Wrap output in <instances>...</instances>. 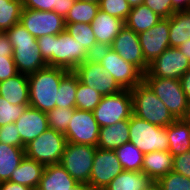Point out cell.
I'll return each instance as SVG.
<instances>
[{
	"instance_id": "1",
	"label": "cell",
	"mask_w": 190,
	"mask_h": 190,
	"mask_svg": "<svg viewBox=\"0 0 190 190\" xmlns=\"http://www.w3.org/2000/svg\"><path fill=\"white\" fill-rule=\"evenodd\" d=\"M42 58L48 66L62 67L74 71L92 55L64 30L58 35L37 38Z\"/></svg>"
},
{
	"instance_id": "36",
	"label": "cell",
	"mask_w": 190,
	"mask_h": 190,
	"mask_svg": "<svg viewBox=\"0 0 190 190\" xmlns=\"http://www.w3.org/2000/svg\"><path fill=\"white\" fill-rule=\"evenodd\" d=\"M75 109L55 107L47 113L48 127L57 132L66 133L67 127L72 119Z\"/></svg>"
},
{
	"instance_id": "44",
	"label": "cell",
	"mask_w": 190,
	"mask_h": 190,
	"mask_svg": "<svg viewBox=\"0 0 190 190\" xmlns=\"http://www.w3.org/2000/svg\"><path fill=\"white\" fill-rule=\"evenodd\" d=\"M23 8L40 11H53L57 0H21Z\"/></svg>"
},
{
	"instance_id": "31",
	"label": "cell",
	"mask_w": 190,
	"mask_h": 190,
	"mask_svg": "<svg viewBox=\"0 0 190 190\" xmlns=\"http://www.w3.org/2000/svg\"><path fill=\"white\" fill-rule=\"evenodd\" d=\"M65 30L75 41L82 45L92 56L101 48L96 41L91 24H66Z\"/></svg>"
},
{
	"instance_id": "23",
	"label": "cell",
	"mask_w": 190,
	"mask_h": 190,
	"mask_svg": "<svg viewBox=\"0 0 190 190\" xmlns=\"http://www.w3.org/2000/svg\"><path fill=\"white\" fill-rule=\"evenodd\" d=\"M127 142H129V120H121L114 125L100 128L98 148L116 150Z\"/></svg>"
},
{
	"instance_id": "9",
	"label": "cell",
	"mask_w": 190,
	"mask_h": 190,
	"mask_svg": "<svg viewBox=\"0 0 190 190\" xmlns=\"http://www.w3.org/2000/svg\"><path fill=\"white\" fill-rule=\"evenodd\" d=\"M155 95L165 104L172 116L183 119L189 106L180 80L173 78H143Z\"/></svg>"
},
{
	"instance_id": "53",
	"label": "cell",
	"mask_w": 190,
	"mask_h": 190,
	"mask_svg": "<svg viewBox=\"0 0 190 190\" xmlns=\"http://www.w3.org/2000/svg\"><path fill=\"white\" fill-rule=\"evenodd\" d=\"M129 5L132 7L139 6L141 4H144V0H127Z\"/></svg>"
},
{
	"instance_id": "40",
	"label": "cell",
	"mask_w": 190,
	"mask_h": 190,
	"mask_svg": "<svg viewBox=\"0 0 190 190\" xmlns=\"http://www.w3.org/2000/svg\"><path fill=\"white\" fill-rule=\"evenodd\" d=\"M0 142L11 146L25 147L14 122L0 126Z\"/></svg>"
},
{
	"instance_id": "33",
	"label": "cell",
	"mask_w": 190,
	"mask_h": 190,
	"mask_svg": "<svg viewBox=\"0 0 190 190\" xmlns=\"http://www.w3.org/2000/svg\"><path fill=\"white\" fill-rule=\"evenodd\" d=\"M99 10V3L76 0L75 4L65 17V24H91Z\"/></svg>"
},
{
	"instance_id": "25",
	"label": "cell",
	"mask_w": 190,
	"mask_h": 190,
	"mask_svg": "<svg viewBox=\"0 0 190 190\" xmlns=\"http://www.w3.org/2000/svg\"><path fill=\"white\" fill-rule=\"evenodd\" d=\"M169 141V153L176 156L190 150V125L183 119H177L166 127Z\"/></svg>"
},
{
	"instance_id": "5",
	"label": "cell",
	"mask_w": 190,
	"mask_h": 190,
	"mask_svg": "<svg viewBox=\"0 0 190 190\" xmlns=\"http://www.w3.org/2000/svg\"><path fill=\"white\" fill-rule=\"evenodd\" d=\"M129 142L143 154L169 150L166 127L151 124L134 114L129 119Z\"/></svg>"
},
{
	"instance_id": "18",
	"label": "cell",
	"mask_w": 190,
	"mask_h": 190,
	"mask_svg": "<svg viewBox=\"0 0 190 190\" xmlns=\"http://www.w3.org/2000/svg\"><path fill=\"white\" fill-rule=\"evenodd\" d=\"M14 123L24 146L49 129L47 113L30 106Z\"/></svg>"
},
{
	"instance_id": "14",
	"label": "cell",
	"mask_w": 190,
	"mask_h": 190,
	"mask_svg": "<svg viewBox=\"0 0 190 190\" xmlns=\"http://www.w3.org/2000/svg\"><path fill=\"white\" fill-rule=\"evenodd\" d=\"M99 132L100 126L95 120L93 112L75 108L64 135L69 143L97 147Z\"/></svg>"
},
{
	"instance_id": "15",
	"label": "cell",
	"mask_w": 190,
	"mask_h": 190,
	"mask_svg": "<svg viewBox=\"0 0 190 190\" xmlns=\"http://www.w3.org/2000/svg\"><path fill=\"white\" fill-rule=\"evenodd\" d=\"M122 171L123 168L115 150L97 147L88 185L91 190H104Z\"/></svg>"
},
{
	"instance_id": "4",
	"label": "cell",
	"mask_w": 190,
	"mask_h": 190,
	"mask_svg": "<svg viewBox=\"0 0 190 190\" xmlns=\"http://www.w3.org/2000/svg\"><path fill=\"white\" fill-rule=\"evenodd\" d=\"M130 92L133 114L138 118L160 127H167L176 120L144 80L130 89Z\"/></svg>"
},
{
	"instance_id": "55",
	"label": "cell",
	"mask_w": 190,
	"mask_h": 190,
	"mask_svg": "<svg viewBox=\"0 0 190 190\" xmlns=\"http://www.w3.org/2000/svg\"><path fill=\"white\" fill-rule=\"evenodd\" d=\"M78 1L99 3L100 0H78Z\"/></svg>"
},
{
	"instance_id": "50",
	"label": "cell",
	"mask_w": 190,
	"mask_h": 190,
	"mask_svg": "<svg viewBox=\"0 0 190 190\" xmlns=\"http://www.w3.org/2000/svg\"><path fill=\"white\" fill-rule=\"evenodd\" d=\"M178 49L183 53L185 57L190 61V39L182 43Z\"/></svg>"
},
{
	"instance_id": "38",
	"label": "cell",
	"mask_w": 190,
	"mask_h": 190,
	"mask_svg": "<svg viewBox=\"0 0 190 190\" xmlns=\"http://www.w3.org/2000/svg\"><path fill=\"white\" fill-rule=\"evenodd\" d=\"M29 105H13L0 96V126L16 122Z\"/></svg>"
},
{
	"instance_id": "34",
	"label": "cell",
	"mask_w": 190,
	"mask_h": 190,
	"mask_svg": "<svg viewBox=\"0 0 190 190\" xmlns=\"http://www.w3.org/2000/svg\"><path fill=\"white\" fill-rule=\"evenodd\" d=\"M22 9L21 0H0V32L20 23Z\"/></svg>"
},
{
	"instance_id": "30",
	"label": "cell",
	"mask_w": 190,
	"mask_h": 190,
	"mask_svg": "<svg viewBox=\"0 0 190 190\" xmlns=\"http://www.w3.org/2000/svg\"><path fill=\"white\" fill-rule=\"evenodd\" d=\"M77 87L78 76L73 71H69L60 81L56 107L75 109Z\"/></svg>"
},
{
	"instance_id": "41",
	"label": "cell",
	"mask_w": 190,
	"mask_h": 190,
	"mask_svg": "<svg viewBox=\"0 0 190 190\" xmlns=\"http://www.w3.org/2000/svg\"><path fill=\"white\" fill-rule=\"evenodd\" d=\"M144 4L161 18H170L176 12L170 0H144Z\"/></svg>"
},
{
	"instance_id": "47",
	"label": "cell",
	"mask_w": 190,
	"mask_h": 190,
	"mask_svg": "<svg viewBox=\"0 0 190 190\" xmlns=\"http://www.w3.org/2000/svg\"><path fill=\"white\" fill-rule=\"evenodd\" d=\"M179 80L181 82L182 90L185 92L190 104V69L184 73Z\"/></svg>"
},
{
	"instance_id": "8",
	"label": "cell",
	"mask_w": 190,
	"mask_h": 190,
	"mask_svg": "<svg viewBox=\"0 0 190 190\" xmlns=\"http://www.w3.org/2000/svg\"><path fill=\"white\" fill-rule=\"evenodd\" d=\"M100 128L114 125L121 120H129L133 115V101L130 89L102 96L100 103L92 111Z\"/></svg>"
},
{
	"instance_id": "46",
	"label": "cell",
	"mask_w": 190,
	"mask_h": 190,
	"mask_svg": "<svg viewBox=\"0 0 190 190\" xmlns=\"http://www.w3.org/2000/svg\"><path fill=\"white\" fill-rule=\"evenodd\" d=\"M13 46L5 32H0V56H13Z\"/></svg>"
},
{
	"instance_id": "42",
	"label": "cell",
	"mask_w": 190,
	"mask_h": 190,
	"mask_svg": "<svg viewBox=\"0 0 190 190\" xmlns=\"http://www.w3.org/2000/svg\"><path fill=\"white\" fill-rule=\"evenodd\" d=\"M172 171L190 178V150L173 156Z\"/></svg>"
},
{
	"instance_id": "22",
	"label": "cell",
	"mask_w": 190,
	"mask_h": 190,
	"mask_svg": "<svg viewBox=\"0 0 190 190\" xmlns=\"http://www.w3.org/2000/svg\"><path fill=\"white\" fill-rule=\"evenodd\" d=\"M44 169L45 165L25 156L11 174L9 181L37 190Z\"/></svg>"
},
{
	"instance_id": "39",
	"label": "cell",
	"mask_w": 190,
	"mask_h": 190,
	"mask_svg": "<svg viewBox=\"0 0 190 190\" xmlns=\"http://www.w3.org/2000/svg\"><path fill=\"white\" fill-rule=\"evenodd\" d=\"M162 190H190V178L170 171L157 181Z\"/></svg>"
},
{
	"instance_id": "19",
	"label": "cell",
	"mask_w": 190,
	"mask_h": 190,
	"mask_svg": "<svg viewBox=\"0 0 190 190\" xmlns=\"http://www.w3.org/2000/svg\"><path fill=\"white\" fill-rule=\"evenodd\" d=\"M124 26V20L113 17L102 10L98 11L91 23L97 44L100 47H109Z\"/></svg>"
},
{
	"instance_id": "28",
	"label": "cell",
	"mask_w": 190,
	"mask_h": 190,
	"mask_svg": "<svg viewBox=\"0 0 190 190\" xmlns=\"http://www.w3.org/2000/svg\"><path fill=\"white\" fill-rule=\"evenodd\" d=\"M25 157V147H16L0 142V183L9 181L11 174Z\"/></svg>"
},
{
	"instance_id": "24",
	"label": "cell",
	"mask_w": 190,
	"mask_h": 190,
	"mask_svg": "<svg viewBox=\"0 0 190 190\" xmlns=\"http://www.w3.org/2000/svg\"><path fill=\"white\" fill-rule=\"evenodd\" d=\"M173 169V156L169 151H153L144 154L142 172L153 181H158L162 176Z\"/></svg>"
},
{
	"instance_id": "51",
	"label": "cell",
	"mask_w": 190,
	"mask_h": 190,
	"mask_svg": "<svg viewBox=\"0 0 190 190\" xmlns=\"http://www.w3.org/2000/svg\"><path fill=\"white\" fill-rule=\"evenodd\" d=\"M71 190H91V188L86 183H78Z\"/></svg>"
},
{
	"instance_id": "37",
	"label": "cell",
	"mask_w": 190,
	"mask_h": 190,
	"mask_svg": "<svg viewBox=\"0 0 190 190\" xmlns=\"http://www.w3.org/2000/svg\"><path fill=\"white\" fill-rule=\"evenodd\" d=\"M99 9L124 21H126L131 12V6L127 0H100Z\"/></svg>"
},
{
	"instance_id": "17",
	"label": "cell",
	"mask_w": 190,
	"mask_h": 190,
	"mask_svg": "<svg viewBox=\"0 0 190 190\" xmlns=\"http://www.w3.org/2000/svg\"><path fill=\"white\" fill-rule=\"evenodd\" d=\"M109 47L117 52L122 59L137 66L143 73L147 72L149 64L144 59L139 36L126 25Z\"/></svg>"
},
{
	"instance_id": "49",
	"label": "cell",
	"mask_w": 190,
	"mask_h": 190,
	"mask_svg": "<svg viewBox=\"0 0 190 190\" xmlns=\"http://www.w3.org/2000/svg\"><path fill=\"white\" fill-rule=\"evenodd\" d=\"M170 2L175 11L190 9V0H170Z\"/></svg>"
},
{
	"instance_id": "12",
	"label": "cell",
	"mask_w": 190,
	"mask_h": 190,
	"mask_svg": "<svg viewBox=\"0 0 190 190\" xmlns=\"http://www.w3.org/2000/svg\"><path fill=\"white\" fill-rule=\"evenodd\" d=\"M20 24L36 39L47 35H58L65 30V18L54 11L23 8Z\"/></svg>"
},
{
	"instance_id": "16",
	"label": "cell",
	"mask_w": 190,
	"mask_h": 190,
	"mask_svg": "<svg viewBox=\"0 0 190 190\" xmlns=\"http://www.w3.org/2000/svg\"><path fill=\"white\" fill-rule=\"evenodd\" d=\"M169 27V19L163 18L151 29L138 34L142 53L148 64L170 48Z\"/></svg>"
},
{
	"instance_id": "54",
	"label": "cell",
	"mask_w": 190,
	"mask_h": 190,
	"mask_svg": "<svg viewBox=\"0 0 190 190\" xmlns=\"http://www.w3.org/2000/svg\"><path fill=\"white\" fill-rule=\"evenodd\" d=\"M183 120L190 125V104L188 106L185 116L183 117Z\"/></svg>"
},
{
	"instance_id": "26",
	"label": "cell",
	"mask_w": 190,
	"mask_h": 190,
	"mask_svg": "<svg viewBox=\"0 0 190 190\" xmlns=\"http://www.w3.org/2000/svg\"><path fill=\"white\" fill-rule=\"evenodd\" d=\"M153 180L142 171L123 170L104 190H145Z\"/></svg>"
},
{
	"instance_id": "3",
	"label": "cell",
	"mask_w": 190,
	"mask_h": 190,
	"mask_svg": "<svg viewBox=\"0 0 190 190\" xmlns=\"http://www.w3.org/2000/svg\"><path fill=\"white\" fill-rule=\"evenodd\" d=\"M13 46V60L18 73L32 74L48 66L42 58L37 39L20 23L5 32Z\"/></svg>"
},
{
	"instance_id": "11",
	"label": "cell",
	"mask_w": 190,
	"mask_h": 190,
	"mask_svg": "<svg viewBox=\"0 0 190 190\" xmlns=\"http://www.w3.org/2000/svg\"><path fill=\"white\" fill-rule=\"evenodd\" d=\"M84 85L96 90L102 96L118 93L123 88L112 75L104 71L94 56L90 57L73 71Z\"/></svg>"
},
{
	"instance_id": "20",
	"label": "cell",
	"mask_w": 190,
	"mask_h": 190,
	"mask_svg": "<svg viewBox=\"0 0 190 190\" xmlns=\"http://www.w3.org/2000/svg\"><path fill=\"white\" fill-rule=\"evenodd\" d=\"M0 96L13 105H29L28 76L18 73L1 81Z\"/></svg>"
},
{
	"instance_id": "2",
	"label": "cell",
	"mask_w": 190,
	"mask_h": 190,
	"mask_svg": "<svg viewBox=\"0 0 190 190\" xmlns=\"http://www.w3.org/2000/svg\"><path fill=\"white\" fill-rule=\"evenodd\" d=\"M69 72L62 67L46 66L29 74V106L48 113L56 107L61 79Z\"/></svg>"
},
{
	"instance_id": "21",
	"label": "cell",
	"mask_w": 190,
	"mask_h": 190,
	"mask_svg": "<svg viewBox=\"0 0 190 190\" xmlns=\"http://www.w3.org/2000/svg\"><path fill=\"white\" fill-rule=\"evenodd\" d=\"M77 184L60 164L46 165L37 190H71Z\"/></svg>"
},
{
	"instance_id": "10",
	"label": "cell",
	"mask_w": 190,
	"mask_h": 190,
	"mask_svg": "<svg viewBox=\"0 0 190 190\" xmlns=\"http://www.w3.org/2000/svg\"><path fill=\"white\" fill-rule=\"evenodd\" d=\"M96 146L67 142L60 165L78 182L89 184Z\"/></svg>"
},
{
	"instance_id": "52",
	"label": "cell",
	"mask_w": 190,
	"mask_h": 190,
	"mask_svg": "<svg viewBox=\"0 0 190 190\" xmlns=\"http://www.w3.org/2000/svg\"><path fill=\"white\" fill-rule=\"evenodd\" d=\"M145 190H162V187L157 181H153Z\"/></svg>"
},
{
	"instance_id": "13",
	"label": "cell",
	"mask_w": 190,
	"mask_h": 190,
	"mask_svg": "<svg viewBox=\"0 0 190 190\" xmlns=\"http://www.w3.org/2000/svg\"><path fill=\"white\" fill-rule=\"evenodd\" d=\"M190 69V61L177 47L167 48L149 65L144 78H173L179 80Z\"/></svg>"
},
{
	"instance_id": "6",
	"label": "cell",
	"mask_w": 190,
	"mask_h": 190,
	"mask_svg": "<svg viewBox=\"0 0 190 190\" xmlns=\"http://www.w3.org/2000/svg\"><path fill=\"white\" fill-rule=\"evenodd\" d=\"M93 56L123 89H132L143 81L144 73L110 47H101Z\"/></svg>"
},
{
	"instance_id": "7",
	"label": "cell",
	"mask_w": 190,
	"mask_h": 190,
	"mask_svg": "<svg viewBox=\"0 0 190 190\" xmlns=\"http://www.w3.org/2000/svg\"><path fill=\"white\" fill-rule=\"evenodd\" d=\"M66 144L63 133L49 128L25 146V156L45 166L60 164Z\"/></svg>"
},
{
	"instance_id": "43",
	"label": "cell",
	"mask_w": 190,
	"mask_h": 190,
	"mask_svg": "<svg viewBox=\"0 0 190 190\" xmlns=\"http://www.w3.org/2000/svg\"><path fill=\"white\" fill-rule=\"evenodd\" d=\"M18 74L13 56H0V82Z\"/></svg>"
},
{
	"instance_id": "35",
	"label": "cell",
	"mask_w": 190,
	"mask_h": 190,
	"mask_svg": "<svg viewBox=\"0 0 190 190\" xmlns=\"http://www.w3.org/2000/svg\"><path fill=\"white\" fill-rule=\"evenodd\" d=\"M102 95L96 90L79 81L76 90V108L85 111H93L100 103Z\"/></svg>"
},
{
	"instance_id": "27",
	"label": "cell",
	"mask_w": 190,
	"mask_h": 190,
	"mask_svg": "<svg viewBox=\"0 0 190 190\" xmlns=\"http://www.w3.org/2000/svg\"><path fill=\"white\" fill-rule=\"evenodd\" d=\"M162 19L163 18L154 13L145 4H141L131 8V12L125 21V25L132 29L136 34H139L151 29Z\"/></svg>"
},
{
	"instance_id": "48",
	"label": "cell",
	"mask_w": 190,
	"mask_h": 190,
	"mask_svg": "<svg viewBox=\"0 0 190 190\" xmlns=\"http://www.w3.org/2000/svg\"><path fill=\"white\" fill-rule=\"evenodd\" d=\"M0 190H32L28 186L17 184L12 181H5L0 183Z\"/></svg>"
},
{
	"instance_id": "45",
	"label": "cell",
	"mask_w": 190,
	"mask_h": 190,
	"mask_svg": "<svg viewBox=\"0 0 190 190\" xmlns=\"http://www.w3.org/2000/svg\"><path fill=\"white\" fill-rule=\"evenodd\" d=\"M76 0H57L56 6L53 8V11L62 16L63 18L66 17L70 9L75 4Z\"/></svg>"
},
{
	"instance_id": "32",
	"label": "cell",
	"mask_w": 190,
	"mask_h": 190,
	"mask_svg": "<svg viewBox=\"0 0 190 190\" xmlns=\"http://www.w3.org/2000/svg\"><path fill=\"white\" fill-rule=\"evenodd\" d=\"M115 152L123 170L142 171L144 154L131 142L124 143Z\"/></svg>"
},
{
	"instance_id": "29",
	"label": "cell",
	"mask_w": 190,
	"mask_h": 190,
	"mask_svg": "<svg viewBox=\"0 0 190 190\" xmlns=\"http://www.w3.org/2000/svg\"><path fill=\"white\" fill-rule=\"evenodd\" d=\"M170 47L180 45L190 39V9L176 11L170 18Z\"/></svg>"
}]
</instances>
